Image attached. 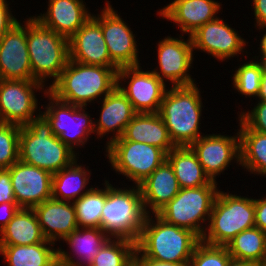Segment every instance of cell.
I'll list each match as a JSON object with an SVG mask.
<instances>
[{"label":"cell","mask_w":266,"mask_h":266,"mask_svg":"<svg viewBox=\"0 0 266 266\" xmlns=\"http://www.w3.org/2000/svg\"><path fill=\"white\" fill-rule=\"evenodd\" d=\"M136 242L110 238L94 257L90 266H130L134 263Z\"/></svg>","instance_id":"836d02e7"},{"label":"cell","mask_w":266,"mask_h":266,"mask_svg":"<svg viewBox=\"0 0 266 266\" xmlns=\"http://www.w3.org/2000/svg\"><path fill=\"white\" fill-rule=\"evenodd\" d=\"M256 23L255 27H266V0H252Z\"/></svg>","instance_id":"ee69618b"},{"label":"cell","mask_w":266,"mask_h":266,"mask_svg":"<svg viewBox=\"0 0 266 266\" xmlns=\"http://www.w3.org/2000/svg\"><path fill=\"white\" fill-rule=\"evenodd\" d=\"M167 160L173 167L181 188L217 185L205 174L197 155L190 146L174 147L167 153Z\"/></svg>","instance_id":"4316f807"},{"label":"cell","mask_w":266,"mask_h":266,"mask_svg":"<svg viewBox=\"0 0 266 266\" xmlns=\"http://www.w3.org/2000/svg\"><path fill=\"white\" fill-rule=\"evenodd\" d=\"M106 148L109 163L115 172L139 185L167 160V153L157 147L142 142L112 141Z\"/></svg>","instance_id":"30bf717a"},{"label":"cell","mask_w":266,"mask_h":266,"mask_svg":"<svg viewBox=\"0 0 266 266\" xmlns=\"http://www.w3.org/2000/svg\"><path fill=\"white\" fill-rule=\"evenodd\" d=\"M51 266H73V265L63 263L59 259H57Z\"/></svg>","instance_id":"681fc988"},{"label":"cell","mask_w":266,"mask_h":266,"mask_svg":"<svg viewBox=\"0 0 266 266\" xmlns=\"http://www.w3.org/2000/svg\"><path fill=\"white\" fill-rule=\"evenodd\" d=\"M114 141L142 142L157 146L166 153L175 147L158 113H136L127 124L122 137Z\"/></svg>","instance_id":"484cf974"},{"label":"cell","mask_w":266,"mask_h":266,"mask_svg":"<svg viewBox=\"0 0 266 266\" xmlns=\"http://www.w3.org/2000/svg\"><path fill=\"white\" fill-rule=\"evenodd\" d=\"M228 266H257L253 261L230 258Z\"/></svg>","instance_id":"f6af8a7d"},{"label":"cell","mask_w":266,"mask_h":266,"mask_svg":"<svg viewBox=\"0 0 266 266\" xmlns=\"http://www.w3.org/2000/svg\"><path fill=\"white\" fill-rule=\"evenodd\" d=\"M200 93L193 84L168 87L164 94L158 114L175 147L191 146L204 135L199 130L203 107Z\"/></svg>","instance_id":"3957f363"},{"label":"cell","mask_w":266,"mask_h":266,"mask_svg":"<svg viewBox=\"0 0 266 266\" xmlns=\"http://www.w3.org/2000/svg\"><path fill=\"white\" fill-rule=\"evenodd\" d=\"M232 258L260 264L266 258V232L256 226L237 234L226 245Z\"/></svg>","instance_id":"1f68e13d"},{"label":"cell","mask_w":266,"mask_h":266,"mask_svg":"<svg viewBox=\"0 0 266 266\" xmlns=\"http://www.w3.org/2000/svg\"><path fill=\"white\" fill-rule=\"evenodd\" d=\"M44 87L46 85L34 80L0 79L1 122L27 125L38 113L36 110L39 103L35 93L37 91L46 93L48 88Z\"/></svg>","instance_id":"7c38bea8"},{"label":"cell","mask_w":266,"mask_h":266,"mask_svg":"<svg viewBox=\"0 0 266 266\" xmlns=\"http://www.w3.org/2000/svg\"><path fill=\"white\" fill-rule=\"evenodd\" d=\"M21 126L0 123V170L8 169L19 160V136Z\"/></svg>","instance_id":"d590c367"},{"label":"cell","mask_w":266,"mask_h":266,"mask_svg":"<svg viewBox=\"0 0 266 266\" xmlns=\"http://www.w3.org/2000/svg\"><path fill=\"white\" fill-rule=\"evenodd\" d=\"M105 187H93L89 192L73 202L78 228H100L101 213L106 200Z\"/></svg>","instance_id":"d6a6232c"},{"label":"cell","mask_w":266,"mask_h":266,"mask_svg":"<svg viewBox=\"0 0 266 266\" xmlns=\"http://www.w3.org/2000/svg\"><path fill=\"white\" fill-rule=\"evenodd\" d=\"M147 214L139 185L132 188L113 187L106 180V200L101 213L100 228L110 238L136 242Z\"/></svg>","instance_id":"5b68a950"},{"label":"cell","mask_w":266,"mask_h":266,"mask_svg":"<svg viewBox=\"0 0 266 266\" xmlns=\"http://www.w3.org/2000/svg\"><path fill=\"white\" fill-rule=\"evenodd\" d=\"M222 4L215 0H174L160 9L159 17L171 20L189 36L199 27L216 19Z\"/></svg>","instance_id":"ffe728a7"},{"label":"cell","mask_w":266,"mask_h":266,"mask_svg":"<svg viewBox=\"0 0 266 266\" xmlns=\"http://www.w3.org/2000/svg\"><path fill=\"white\" fill-rule=\"evenodd\" d=\"M255 226L266 232V196L255 199Z\"/></svg>","instance_id":"b9f144b4"},{"label":"cell","mask_w":266,"mask_h":266,"mask_svg":"<svg viewBox=\"0 0 266 266\" xmlns=\"http://www.w3.org/2000/svg\"><path fill=\"white\" fill-rule=\"evenodd\" d=\"M49 103L41 113L50 122L52 132L73 152L79 155L74 149L83 147L93 133L94 118L86 111V106H77L58 100L49 91L43 93ZM79 146V147H77Z\"/></svg>","instance_id":"9c48e42d"},{"label":"cell","mask_w":266,"mask_h":266,"mask_svg":"<svg viewBox=\"0 0 266 266\" xmlns=\"http://www.w3.org/2000/svg\"><path fill=\"white\" fill-rule=\"evenodd\" d=\"M188 40L184 36L174 38L167 36L158 42V67L151 70L163 82L170 81L172 86H188L195 84V79L189 74L193 66L194 51L192 40L189 35Z\"/></svg>","instance_id":"5bb4252c"},{"label":"cell","mask_w":266,"mask_h":266,"mask_svg":"<svg viewBox=\"0 0 266 266\" xmlns=\"http://www.w3.org/2000/svg\"><path fill=\"white\" fill-rule=\"evenodd\" d=\"M201 240L226 246L240 232L255 226V199L218 191Z\"/></svg>","instance_id":"52a82bcc"},{"label":"cell","mask_w":266,"mask_h":266,"mask_svg":"<svg viewBox=\"0 0 266 266\" xmlns=\"http://www.w3.org/2000/svg\"><path fill=\"white\" fill-rule=\"evenodd\" d=\"M264 28H266V27H261V28H259L258 30H265ZM265 32V34L263 33V37L260 39L261 41H260V49H259V53H260V55L261 56H266V31H264Z\"/></svg>","instance_id":"7dc6e473"},{"label":"cell","mask_w":266,"mask_h":266,"mask_svg":"<svg viewBox=\"0 0 266 266\" xmlns=\"http://www.w3.org/2000/svg\"><path fill=\"white\" fill-rule=\"evenodd\" d=\"M37 111L36 117L21 126L19 160L53 175L79 157L53 134L50 122L40 113V109Z\"/></svg>","instance_id":"7a4b0ae2"},{"label":"cell","mask_w":266,"mask_h":266,"mask_svg":"<svg viewBox=\"0 0 266 266\" xmlns=\"http://www.w3.org/2000/svg\"><path fill=\"white\" fill-rule=\"evenodd\" d=\"M119 69L69 60L48 91L60 101L87 107V103L103 99L117 86Z\"/></svg>","instance_id":"6da1fadb"},{"label":"cell","mask_w":266,"mask_h":266,"mask_svg":"<svg viewBox=\"0 0 266 266\" xmlns=\"http://www.w3.org/2000/svg\"><path fill=\"white\" fill-rule=\"evenodd\" d=\"M45 240L33 209L20 208L0 231V245H31Z\"/></svg>","instance_id":"83f0119b"},{"label":"cell","mask_w":266,"mask_h":266,"mask_svg":"<svg viewBox=\"0 0 266 266\" xmlns=\"http://www.w3.org/2000/svg\"><path fill=\"white\" fill-rule=\"evenodd\" d=\"M11 178L16 204L33 209L52 198V174L20 160L6 169Z\"/></svg>","instance_id":"e0dca14e"},{"label":"cell","mask_w":266,"mask_h":266,"mask_svg":"<svg viewBox=\"0 0 266 266\" xmlns=\"http://www.w3.org/2000/svg\"><path fill=\"white\" fill-rule=\"evenodd\" d=\"M76 159L71 165L52 176V198L65 202H74L93 187L90 184L91 171L79 165ZM86 188V189H85ZM82 191V192H81Z\"/></svg>","instance_id":"f546056e"},{"label":"cell","mask_w":266,"mask_h":266,"mask_svg":"<svg viewBox=\"0 0 266 266\" xmlns=\"http://www.w3.org/2000/svg\"><path fill=\"white\" fill-rule=\"evenodd\" d=\"M253 57H254V59H256V57H257V59L260 58L259 62L262 65L263 72H266V56H260V57L259 56H253Z\"/></svg>","instance_id":"c3c4849f"},{"label":"cell","mask_w":266,"mask_h":266,"mask_svg":"<svg viewBox=\"0 0 266 266\" xmlns=\"http://www.w3.org/2000/svg\"><path fill=\"white\" fill-rule=\"evenodd\" d=\"M26 39L34 81L45 85L47 78L52 79L49 89L69 61V41L32 16L26 20Z\"/></svg>","instance_id":"8992f818"},{"label":"cell","mask_w":266,"mask_h":266,"mask_svg":"<svg viewBox=\"0 0 266 266\" xmlns=\"http://www.w3.org/2000/svg\"><path fill=\"white\" fill-rule=\"evenodd\" d=\"M139 187L147 215L151 212L153 215L157 214L181 189L168 160L159 165L150 176L139 184Z\"/></svg>","instance_id":"cb8c5ba5"},{"label":"cell","mask_w":266,"mask_h":266,"mask_svg":"<svg viewBox=\"0 0 266 266\" xmlns=\"http://www.w3.org/2000/svg\"><path fill=\"white\" fill-rule=\"evenodd\" d=\"M258 100L266 101V72H263Z\"/></svg>","instance_id":"bcb514c9"},{"label":"cell","mask_w":266,"mask_h":266,"mask_svg":"<svg viewBox=\"0 0 266 266\" xmlns=\"http://www.w3.org/2000/svg\"><path fill=\"white\" fill-rule=\"evenodd\" d=\"M234 136L226 134H206L198 138L190 147L198 157L205 174L211 181L223 173L232 160L240 163L239 132Z\"/></svg>","instance_id":"2e32d148"},{"label":"cell","mask_w":266,"mask_h":266,"mask_svg":"<svg viewBox=\"0 0 266 266\" xmlns=\"http://www.w3.org/2000/svg\"><path fill=\"white\" fill-rule=\"evenodd\" d=\"M240 163L250 174L266 177V134L252 129H239Z\"/></svg>","instance_id":"4dcf8cb0"},{"label":"cell","mask_w":266,"mask_h":266,"mask_svg":"<svg viewBox=\"0 0 266 266\" xmlns=\"http://www.w3.org/2000/svg\"><path fill=\"white\" fill-rule=\"evenodd\" d=\"M69 41V60L119 68L110 58L101 25L91 16Z\"/></svg>","instance_id":"d6986e66"},{"label":"cell","mask_w":266,"mask_h":266,"mask_svg":"<svg viewBox=\"0 0 266 266\" xmlns=\"http://www.w3.org/2000/svg\"><path fill=\"white\" fill-rule=\"evenodd\" d=\"M102 108L100 111L99 120L94 119V129L98 136L97 138H103V136L109 135V132L113 134L106 141V146L112 141L121 138L127 124L133 119L136 112L132 107L131 102L116 86L108 95L102 100Z\"/></svg>","instance_id":"603a6c76"},{"label":"cell","mask_w":266,"mask_h":266,"mask_svg":"<svg viewBox=\"0 0 266 266\" xmlns=\"http://www.w3.org/2000/svg\"><path fill=\"white\" fill-rule=\"evenodd\" d=\"M43 236L53 243L63 241L78 228L73 202L50 198L33 208Z\"/></svg>","instance_id":"7402d4cb"},{"label":"cell","mask_w":266,"mask_h":266,"mask_svg":"<svg viewBox=\"0 0 266 266\" xmlns=\"http://www.w3.org/2000/svg\"><path fill=\"white\" fill-rule=\"evenodd\" d=\"M257 266H266V258L260 264H257Z\"/></svg>","instance_id":"f907efd6"},{"label":"cell","mask_w":266,"mask_h":266,"mask_svg":"<svg viewBox=\"0 0 266 266\" xmlns=\"http://www.w3.org/2000/svg\"><path fill=\"white\" fill-rule=\"evenodd\" d=\"M0 38V79L34 80L26 39V20Z\"/></svg>","instance_id":"ac0fdd59"},{"label":"cell","mask_w":266,"mask_h":266,"mask_svg":"<svg viewBox=\"0 0 266 266\" xmlns=\"http://www.w3.org/2000/svg\"><path fill=\"white\" fill-rule=\"evenodd\" d=\"M11 10L6 0H0V38L19 21Z\"/></svg>","instance_id":"f35d334b"},{"label":"cell","mask_w":266,"mask_h":266,"mask_svg":"<svg viewBox=\"0 0 266 266\" xmlns=\"http://www.w3.org/2000/svg\"><path fill=\"white\" fill-rule=\"evenodd\" d=\"M255 60L250 59L239 65L233 74V87L246 98L248 96L257 99L261 87L263 68L258 59Z\"/></svg>","instance_id":"e575fe53"},{"label":"cell","mask_w":266,"mask_h":266,"mask_svg":"<svg viewBox=\"0 0 266 266\" xmlns=\"http://www.w3.org/2000/svg\"><path fill=\"white\" fill-rule=\"evenodd\" d=\"M55 243L45 240L31 245H0L7 266H51L58 259Z\"/></svg>","instance_id":"f1b7e54d"},{"label":"cell","mask_w":266,"mask_h":266,"mask_svg":"<svg viewBox=\"0 0 266 266\" xmlns=\"http://www.w3.org/2000/svg\"><path fill=\"white\" fill-rule=\"evenodd\" d=\"M152 217L146 216L136 249L153 260L190 263L201 238L189 229L165 222L157 214H154V220Z\"/></svg>","instance_id":"277c9868"},{"label":"cell","mask_w":266,"mask_h":266,"mask_svg":"<svg viewBox=\"0 0 266 266\" xmlns=\"http://www.w3.org/2000/svg\"><path fill=\"white\" fill-rule=\"evenodd\" d=\"M219 190L217 185L181 188L157 215L165 222L189 229L202 238Z\"/></svg>","instance_id":"ba28073f"},{"label":"cell","mask_w":266,"mask_h":266,"mask_svg":"<svg viewBox=\"0 0 266 266\" xmlns=\"http://www.w3.org/2000/svg\"><path fill=\"white\" fill-rule=\"evenodd\" d=\"M20 207L16 202L0 204V231L9 223Z\"/></svg>","instance_id":"7bdbcfd3"},{"label":"cell","mask_w":266,"mask_h":266,"mask_svg":"<svg viewBox=\"0 0 266 266\" xmlns=\"http://www.w3.org/2000/svg\"><path fill=\"white\" fill-rule=\"evenodd\" d=\"M109 239L110 237L101 228H77L63 240L73 253L58 247V259L73 266H90L100 248Z\"/></svg>","instance_id":"d4e9b609"},{"label":"cell","mask_w":266,"mask_h":266,"mask_svg":"<svg viewBox=\"0 0 266 266\" xmlns=\"http://www.w3.org/2000/svg\"><path fill=\"white\" fill-rule=\"evenodd\" d=\"M122 81L128 85L124 86ZM117 87L136 113H158L167 90L165 82L152 71H143L140 65L121 67L117 71Z\"/></svg>","instance_id":"8fae6325"},{"label":"cell","mask_w":266,"mask_h":266,"mask_svg":"<svg viewBox=\"0 0 266 266\" xmlns=\"http://www.w3.org/2000/svg\"><path fill=\"white\" fill-rule=\"evenodd\" d=\"M230 258L226 246L211 245L201 240L192 254L189 266H228Z\"/></svg>","instance_id":"8d00e7d4"},{"label":"cell","mask_w":266,"mask_h":266,"mask_svg":"<svg viewBox=\"0 0 266 266\" xmlns=\"http://www.w3.org/2000/svg\"><path fill=\"white\" fill-rule=\"evenodd\" d=\"M238 116L240 129H252L266 134V101L258 100L251 111L243 110Z\"/></svg>","instance_id":"74e56055"},{"label":"cell","mask_w":266,"mask_h":266,"mask_svg":"<svg viewBox=\"0 0 266 266\" xmlns=\"http://www.w3.org/2000/svg\"><path fill=\"white\" fill-rule=\"evenodd\" d=\"M15 202L10 174L6 169L0 170V204Z\"/></svg>","instance_id":"ab89813d"},{"label":"cell","mask_w":266,"mask_h":266,"mask_svg":"<svg viewBox=\"0 0 266 266\" xmlns=\"http://www.w3.org/2000/svg\"><path fill=\"white\" fill-rule=\"evenodd\" d=\"M106 1L101 14L92 17L101 25L111 60L119 67L141 65L136 37L127 23Z\"/></svg>","instance_id":"4fadbf2b"},{"label":"cell","mask_w":266,"mask_h":266,"mask_svg":"<svg viewBox=\"0 0 266 266\" xmlns=\"http://www.w3.org/2000/svg\"><path fill=\"white\" fill-rule=\"evenodd\" d=\"M85 5L83 0H48L47 12L32 17L45 28L69 39L92 16Z\"/></svg>","instance_id":"44dd1931"},{"label":"cell","mask_w":266,"mask_h":266,"mask_svg":"<svg viewBox=\"0 0 266 266\" xmlns=\"http://www.w3.org/2000/svg\"><path fill=\"white\" fill-rule=\"evenodd\" d=\"M190 37L193 51L201 50L222 62L243 53L246 43L248 44L235 28L220 17L199 27Z\"/></svg>","instance_id":"9a60e30c"},{"label":"cell","mask_w":266,"mask_h":266,"mask_svg":"<svg viewBox=\"0 0 266 266\" xmlns=\"http://www.w3.org/2000/svg\"><path fill=\"white\" fill-rule=\"evenodd\" d=\"M134 263L137 266H189V263H173L153 260L143 256L137 249L134 254Z\"/></svg>","instance_id":"60d3db41"}]
</instances>
